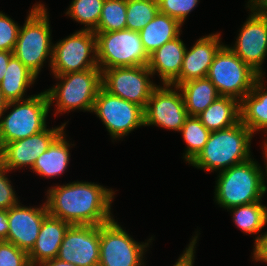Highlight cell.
I'll use <instances>...</instances> for the list:
<instances>
[{
  "label": "cell",
  "instance_id": "obj_1",
  "mask_svg": "<svg viewBox=\"0 0 267 266\" xmlns=\"http://www.w3.org/2000/svg\"><path fill=\"white\" fill-rule=\"evenodd\" d=\"M48 214L71 225H103L113 219L115 192L96 183L74 181L47 190Z\"/></svg>",
  "mask_w": 267,
  "mask_h": 266
},
{
  "label": "cell",
  "instance_id": "obj_2",
  "mask_svg": "<svg viewBox=\"0 0 267 266\" xmlns=\"http://www.w3.org/2000/svg\"><path fill=\"white\" fill-rule=\"evenodd\" d=\"M253 133L240 121L232 127L210 133L202 151L190 163L204 171L221 172L249 160Z\"/></svg>",
  "mask_w": 267,
  "mask_h": 266
},
{
  "label": "cell",
  "instance_id": "obj_3",
  "mask_svg": "<svg viewBox=\"0 0 267 266\" xmlns=\"http://www.w3.org/2000/svg\"><path fill=\"white\" fill-rule=\"evenodd\" d=\"M254 158L218 172L215 201L225 209L262 201L267 192L266 173Z\"/></svg>",
  "mask_w": 267,
  "mask_h": 266
},
{
  "label": "cell",
  "instance_id": "obj_4",
  "mask_svg": "<svg viewBox=\"0 0 267 266\" xmlns=\"http://www.w3.org/2000/svg\"><path fill=\"white\" fill-rule=\"evenodd\" d=\"M49 15L39 2L30 9L26 21L18 32L13 55L37 77L46 59L51 67L54 44L51 42ZM49 57V58H48ZM45 61V62H44Z\"/></svg>",
  "mask_w": 267,
  "mask_h": 266
},
{
  "label": "cell",
  "instance_id": "obj_5",
  "mask_svg": "<svg viewBox=\"0 0 267 266\" xmlns=\"http://www.w3.org/2000/svg\"><path fill=\"white\" fill-rule=\"evenodd\" d=\"M54 77L60 82L46 90L50 106L54 104V100L56 102L54 116L76 109L92 112L94 101L102 87V71L99 67Z\"/></svg>",
  "mask_w": 267,
  "mask_h": 266
},
{
  "label": "cell",
  "instance_id": "obj_6",
  "mask_svg": "<svg viewBox=\"0 0 267 266\" xmlns=\"http://www.w3.org/2000/svg\"><path fill=\"white\" fill-rule=\"evenodd\" d=\"M28 99L8 102L5 110L11 109L5 117L0 116V148L16 140L25 139L43 131L50 110L46 91L28 96Z\"/></svg>",
  "mask_w": 267,
  "mask_h": 266
},
{
  "label": "cell",
  "instance_id": "obj_7",
  "mask_svg": "<svg viewBox=\"0 0 267 266\" xmlns=\"http://www.w3.org/2000/svg\"><path fill=\"white\" fill-rule=\"evenodd\" d=\"M96 34L97 64L101 71L114 67L147 66L146 53L139 32L124 29Z\"/></svg>",
  "mask_w": 267,
  "mask_h": 266
},
{
  "label": "cell",
  "instance_id": "obj_8",
  "mask_svg": "<svg viewBox=\"0 0 267 266\" xmlns=\"http://www.w3.org/2000/svg\"><path fill=\"white\" fill-rule=\"evenodd\" d=\"M259 77L227 45H223L216 53L207 75L220 96L233 97L239 101L252 90Z\"/></svg>",
  "mask_w": 267,
  "mask_h": 266
},
{
  "label": "cell",
  "instance_id": "obj_9",
  "mask_svg": "<svg viewBox=\"0 0 267 266\" xmlns=\"http://www.w3.org/2000/svg\"><path fill=\"white\" fill-rule=\"evenodd\" d=\"M123 229L115 219L100 225L99 266H144L152 237L139 243Z\"/></svg>",
  "mask_w": 267,
  "mask_h": 266
},
{
  "label": "cell",
  "instance_id": "obj_10",
  "mask_svg": "<svg viewBox=\"0 0 267 266\" xmlns=\"http://www.w3.org/2000/svg\"><path fill=\"white\" fill-rule=\"evenodd\" d=\"M98 67L96 34L81 29L53 46L51 71L54 76Z\"/></svg>",
  "mask_w": 267,
  "mask_h": 266
},
{
  "label": "cell",
  "instance_id": "obj_11",
  "mask_svg": "<svg viewBox=\"0 0 267 266\" xmlns=\"http://www.w3.org/2000/svg\"><path fill=\"white\" fill-rule=\"evenodd\" d=\"M92 112L101 119L112 140L123 138L134 129L144 126V109L106 91L99 90Z\"/></svg>",
  "mask_w": 267,
  "mask_h": 266
},
{
  "label": "cell",
  "instance_id": "obj_12",
  "mask_svg": "<svg viewBox=\"0 0 267 266\" xmlns=\"http://www.w3.org/2000/svg\"><path fill=\"white\" fill-rule=\"evenodd\" d=\"M152 76L147 66L114 67L102 71V87L145 109L153 90L158 86L150 80Z\"/></svg>",
  "mask_w": 267,
  "mask_h": 266
},
{
  "label": "cell",
  "instance_id": "obj_13",
  "mask_svg": "<svg viewBox=\"0 0 267 266\" xmlns=\"http://www.w3.org/2000/svg\"><path fill=\"white\" fill-rule=\"evenodd\" d=\"M187 117L181 90L177 86L163 84L153 90L147 102L144 109V126L156 125L180 132Z\"/></svg>",
  "mask_w": 267,
  "mask_h": 266
},
{
  "label": "cell",
  "instance_id": "obj_14",
  "mask_svg": "<svg viewBox=\"0 0 267 266\" xmlns=\"http://www.w3.org/2000/svg\"><path fill=\"white\" fill-rule=\"evenodd\" d=\"M100 226L71 225L57 258L76 266H99Z\"/></svg>",
  "mask_w": 267,
  "mask_h": 266
},
{
  "label": "cell",
  "instance_id": "obj_15",
  "mask_svg": "<svg viewBox=\"0 0 267 266\" xmlns=\"http://www.w3.org/2000/svg\"><path fill=\"white\" fill-rule=\"evenodd\" d=\"M239 32L235 45L229 48L256 73L263 76L265 72L261 65L267 56V15L251 11Z\"/></svg>",
  "mask_w": 267,
  "mask_h": 266
},
{
  "label": "cell",
  "instance_id": "obj_16",
  "mask_svg": "<svg viewBox=\"0 0 267 266\" xmlns=\"http://www.w3.org/2000/svg\"><path fill=\"white\" fill-rule=\"evenodd\" d=\"M66 123L43 131L25 139L4 144L0 148V164L8 171L30 167L32 169L36 159L44 153L51 143L65 130Z\"/></svg>",
  "mask_w": 267,
  "mask_h": 266
},
{
  "label": "cell",
  "instance_id": "obj_17",
  "mask_svg": "<svg viewBox=\"0 0 267 266\" xmlns=\"http://www.w3.org/2000/svg\"><path fill=\"white\" fill-rule=\"evenodd\" d=\"M20 201L7 210L8 234L5 241L13 243L27 253L32 249L40 232L44 218L48 215L47 207L21 206Z\"/></svg>",
  "mask_w": 267,
  "mask_h": 266
},
{
  "label": "cell",
  "instance_id": "obj_18",
  "mask_svg": "<svg viewBox=\"0 0 267 266\" xmlns=\"http://www.w3.org/2000/svg\"><path fill=\"white\" fill-rule=\"evenodd\" d=\"M220 36V33L209 34L199 38L189 50L186 48L181 73L171 85L178 87L184 82L207 77L216 53L223 46Z\"/></svg>",
  "mask_w": 267,
  "mask_h": 266
},
{
  "label": "cell",
  "instance_id": "obj_19",
  "mask_svg": "<svg viewBox=\"0 0 267 266\" xmlns=\"http://www.w3.org/2000/svg\"><path fill=\"white\" fill-rule=\"evenodd\" d=\"M70 226V223L48 214L42 222L34 246L28 252L30 265L37 266L42 262L57 258L60 245Z\"/></svg>",
  "mask_w": 267,
  "mask_h": 266
},
{
  "label": "cell",
  "instance_id": "obj_20",
  "mask_svg": "<svg viewBox=\"0 0 267 266\" xmlns=\"http://www.w3.org/2000/svg\"><path fill=\"white\" fill-rule=\"evenodd\" d=\"M186 46L180 36L163 44L149 55L147 67L163 84H172L180 75Z\"/></svg>",
  "mask_w": 267,
  "mask_h": 266
},
{
  "label": "cell",
  "instance_id": "obj_21",
  "mask_svg": "<svg viewBox=\"0 0 267 266\" xmlns=\"http://www.w3.org/2000/svg\"><path fill=\"white\" fill-rule=\"evenodd\" d=\"M260 76L252 90L240 101L241 122L253 133H267V88ZM260 129V130H259Z\"/></svg>",
  "mask_w": 267,
  "mask_h": 266
},
{
  "label": "cell",
  "instance_id": "obj_22",
  "mask_svg": "<svg viewBox=\"0 0 267 266\" xmlns=\"http://www.w3.org/2000/svg\"><path fill=\"white\" fill-rule=\"evenodd\" d=\"M197 117L210 132L227 129L241 121L240 101L219 96Z\"/></svg>",
  "mask_w": 267,
  "mask_h": 266
},
{
  "label": "cell",
  "instance_id": "obj_23",
  "mask_svg": "<svg viewBox=\"0 0 267 266\" xmlns=\"http://www.w3.org/2000/svg\"><path fill=\"white\" fill-rule=\"evenodd\" d=\"M63 131L35 161L32 170L41 177L60 176L67 169L70 160L69 148L71 145L66 141Z\"/></svg>",
  "mask_w": 267,
  "mask_h": 266
},
{
  "label": "cell",
  "instance_id": "obj_24",
  "mask_svg": "<svg viewBox=\"0 0 267 266\" xmlns=\"http://www.w3.org/2000/svg\"><path fill=\"white\" fill-rule=\"evenodd\" d=\"M182 24L160 12L140 32L141 41L148 56L163 44L180 36Z\"/></svg>",
  "mask_w": 267,
  "mask_h": 266
},
{
  "label": "cell",
  "instance_id": "obj_25",
  "mask_svg": "<svg viewBox=\"0 0 267 266\" xmlns=\"http://www.w3.org/2000/svg\"><path fill=\"white\" fill-rule=\"evenodd\" d=\"M36 79L37 76L13 55L0 83V89L7 102L25 100L28 99L24 98L27 89Z\"/></svg>",
  "mask_w": 267,
  "mask_h": 266
},
{
  "label": "cell",
  "instance_id": "obj_26",
  "mask_svg": "<svg viewBox=\"0 0 267 266\" xmlns=\"http://www.w3.org/2000/svg\"><path fill=\"white\" fill-rule=\"evenodd\" d=\"M178 88L183 95L188 116L199 115L220 96L207 77L184 82Z\"/></svg>",
  "mask_w": 267,
  "mask_h": 266
},
{
  "label": "cell",
  "instance_id": "obj_27",
  "mask_svg": "<svg viewBox=\"0 0 267 266\" xmlns=\"http://www.w3.org/2000/svg\"><path fill=\"white\" fill-rule=\"evenodd\" d=\"M180 132L187 144L183 158L190 164L204 148L211 132L197 116H188Z\"/></svg>",
  "mask_w": 267,
  "mask_h": 266
},
{
  "label": "cell",
  "instance_id": "obj_28",
  "mask_svg": "<svg viewBox=\"0 0 267 266\" xmlns=\"http://www.w3.org/2000/svg\"><path fill=\"white\" fill-rule=\"evenodd\" d=\"M233 221L246 234H259L264 229V205L261 201L229 208Z\"/></svg>",
  "mask_w": 267,
  "mask_h": 266
},
{
  "label": "cell",
  "instance_id": "obj_29",
  "mask_svg": "<svg viewBox=\"0 0 267 266\" xmlns=\"http://www.w3.org/2000/svg\"><path fill=\"white\" fill-rule=\"evenodd\" d=\"M158 12L155 0H127L126 29L140 32Z\"/></svg>",
  "mask_w": 267,
  "mask_h": 266
},
{
  "label": "cell",
  "instance_id": "obj_30",
  "mask_svg": "<svg viewBox=\"0 0 267 266\" xmlns=\"http://www.w3.org/2000/svg\"><path fill=\"white\" fill-rule=\"evenodd\" d=\"M127 0H105L99 23L94 32H113L126 29Z\"/></svg>",
  "mask_w": 267,
  "mask_h": 266
},
{
  "label": "cell",
  "instance_id": "obj_31",
  "mask_svg": "<svg viewBox=\"0 0 267 266\" xmlns=\"http://www.w3.org/2000/svg\"><path fill=\"white\" fill-rule=\"evenodd\" d=\"M105 0H72L66 15L84 24V30L95 31Z\"/></svg>",
  "mask_w": 267,
  "mask_h": 266
},
{
  "label": "cell",
  "instance_id": "obj_32",
  "mask_svg": "<svg viewBox=\"0 0 267 266\" xmlns=\"http://www.w3.org/2000/svg\"><path fill=\"white\" fill-rule=\"evenodd\" d=\"M157 2L160 13L176 19L183 25L188 14L198 5L199 0H158Z\"/></svg>",
  "mask_w": 267,
  "mask_h": 266
},
{
  "label": "cell",
  "instance_id": "obj_33",
  "mask_svg": "<svg viewBox=\"0 0 267 266\" xmlns=\"http://www.w3.org/2000/svg\"><path fill=\"white\" fill-rule=\"evenodd\" d=\"M0 266H31L28 253L13 243L0 241Z\"/></svg>",
  "mask_w": 267,
  "mask_h": 266
},
{
  "label": "cell",
  "instance_id": "obj_34",
  "mask_svg": "<svg viewBox=\"0 0 267 266\" xmlns=\"http://www.w3.org/2000/svg\"><path fill=\"white\" fill-rule=\"evenodd\" d=\"M20 26L0 11V50L13 52Z\"/></svg>",
  "mask_w": 267,
  "mask_h": 266
},
{
  "label": "cell",
  "instance_id": "obj_35",
  "mask_svg": "<svg viewBox=\"0 0 267 266\" xmlns=\"http://www.w3.org/2000/svg\"><path fill=\"white\" fill-rule=\"evenodd\" d=\"M9 172L0 164V209L8 210L16 205L20 200L15 194L11 181L6 177Z\"/></svg>",
  "mask_w": 267,
  "mask_h": 266
},
{
  "label": "cell",
  "instance_id": "obj_36",
  "mask_svg": "<svg viewBox=\"0 0 267 266\" xmlns=\"http://www.w3.org/2000/svg\"><path fill=\"white\" fill-rule=\"evenodd\" d=\"M197 236H194L191 239V242L188 244V247L185 248L183 251V254L180 255V257L177 259V262L173 266H194V260H195V248H196V243H197V238H198V233L196 234Z\"/></svg>",
  "mask_w": 267,
  "mask_h": 266
},
{
  "label": "cell",
  "instance_id": "obj_37",
  "mask_svg": "<svg viewBox=\"0 0 267 266\" xmlns=\"http://www.w3.org/2000/svg\"><path fill=\"white\" fill-rule=\"evenodd\" d=\"M262 234L255 238V247L253 248V259L257 262H267V232Z\"/></svg>",
  "mask_w": 267,
  "mask_h": 266
},
{
  "label": "cell",
  "instance_id": "obj_38",
  "mask_svg": "<svg viewBox=\"0 0 267 266\" xmlns=\"http://www.w3.org/2000/svg\"><path fill=\"white\" fill-rule=\"evenodd\" d=\"M247 5L250 11L267 15V0H249Z\"/></svg>",
  "mask_w": 267,
  "mask_h": 266
},
{
  "label": "cell",
  "instance_id": "obj_39",
  "mask_svg": "<svg viewBox=\"0 0 267 266\" xmlns=\"http://www.w3.org/2000/svg\"><path fill=\"white\" fill-rule=\"evenodd\" d=\"M13 56V52L0 50V83L5 75L10 58Z\"/></svg>",
  "mask_w": 267,
  "mask_h": 266
},
{
  "label": "cell",
  "instance_id": "obj_40",
  "mask_svg": "<svg viewBox=\"0 0 267 266\" xmlns=\"http://www.w3.org/2000/svg\"><path fill=\"white\" fill-rule=\"evenodd\" d=\"M8 234L7 210L0 209V241L6 240Z\"/></svg>",
  "mask_w": 267,
  "mask_h": 266
},
{
  "label": "cell",
  "instance_id": "obj_41",
  "mask_svg": "<svg viewBox=\"0 0 267 266\" xmlns=\"http://www.w3.org/2000/svg\"><path fill=\"white\" fill-rule=\"evenodd\" d=\"M37 266H76V265H74L72 263L61 261L58 258H54V259L42 262V263L38 264Z\"/></svg>",
  "mask_w": 267,
  "mask_h": 266
},
{
  "label": "cell",
  "instance_id": "obj_42",
  "mask_svg": "<svg viewBox=\"0 0 267 266\" xmlns=\"http://www.w3.org/2000/svg\"><path fill=\"white\" fill-rule=\"evenodd\" d=\"M8 102L7 100L4 98V95L2 93V90L0 89V116L3 114V113H6V106H7Z\"/></svg>",
  "mask_w": 267,
  "mask_h": 266
},
{
  "label": "cell",
  "instance_id": "obj_43",
  "mask_svg": "<svg viewBox=\"0 0 267 266\" xmlns=\"http://www.w3.org/2000/svg\"><path fill=\"white\" fill-rule=\"evenodd\" d=\"M263 149H264L263 154L265 155L264 158H265V162H266V164H264V165H266L265 172H266V176H267V141H264Z\"/></svg>",
  "mask_w": 267,
  "mask_h": 266
},
{
  "label": "cell",
  "instance_id": "obj_44",
  "mask_svg": "<svg viewBox=\"0 0 267 266\" xmlns=\"http://www.w3.org/2000/svg\"><path fill=\"white\" fill-rule=\"evenodd\" d=\"M264 221H265V226L267 224V206L264 205Z\"/></svg>",
  "mask_w": 267,
  "mask_h": 266
}]
</instances>
